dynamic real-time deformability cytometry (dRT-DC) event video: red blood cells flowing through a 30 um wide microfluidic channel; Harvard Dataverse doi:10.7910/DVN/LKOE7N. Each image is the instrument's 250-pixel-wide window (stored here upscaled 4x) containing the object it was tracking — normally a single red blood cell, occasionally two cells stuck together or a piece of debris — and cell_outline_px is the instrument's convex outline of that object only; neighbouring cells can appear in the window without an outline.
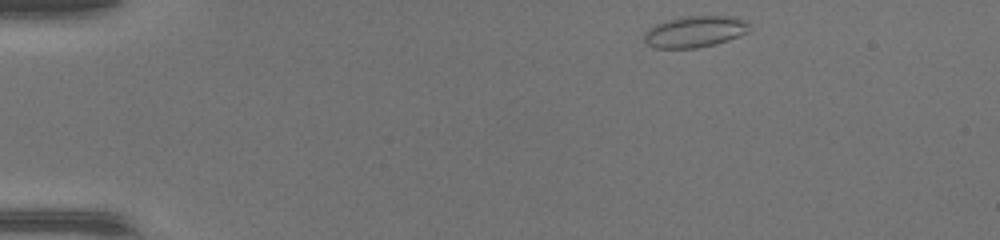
{"species": "common noctule bat (a hibernating species)", "species_latin": "Nyctalus noctula", "temperature_condition": "warm", "stored_images_in_passage": 42, "camera_frame_rate_fps": 3000, "um_per_image_px": 0.085, "animal": {"sex": "female", "body_mass_g": 17.0, "forearm_length_mm": 48.0}, "frame": {"image": 1, "passage_image": 1, "time_ms": 0.0, "image_size_px": [1000, 240], "cell_outline_px": [[752, 28], [748, 32], [740, 36], [716, 44], [696, 48], [652, 48], [644, 44], [644, 32], [648, 28], [664, 20], [688, 16], [736, 16], [748, 20]], "centroid_in_image_um": [59.09, 2.68], "position_along_channel_um": 25.9, "area_um2": 19.77}}
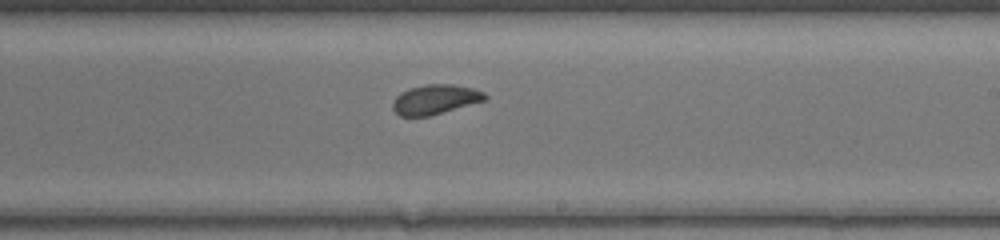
{"frame": {"image": 2, "passage_image": 23, "time_ms": 7.333, "image_size_px": [1000, 240], "cell_outline_px": [[488, 96], [484, 100], [428, 116], [400, 116], [392, 108], [392, 104], [396, 96], [400, 92], [408, 88], [428, 84], [452, 84], [472, 88], [484, 92]], "centroid_in_image_um": [36.95, 8.44], "position_along_channel_um": 252.0, "area_um2": 15.72}}
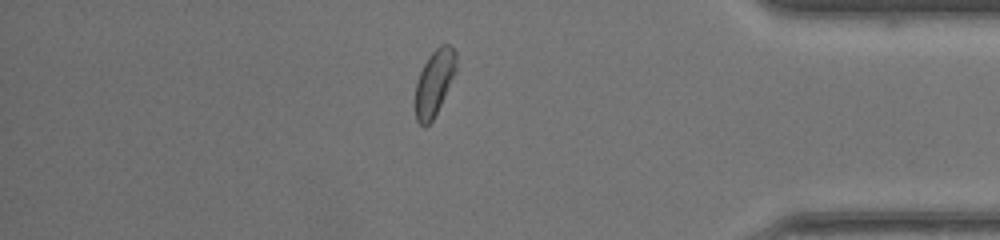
{"frame": {"image": 3, "passage_image": 35, "time_ms": 11.333, "image_size_px": [1000, 240], "cell_outline_px": [[456, 72], [432, 120], [428, 124], [420, 124], [416, 120], [416, 84], [420, 72], [428, 56], [440, 44], [448, 44], [456, 52]], "centroid_in_image_um": [36.93, 6.97], "position_along_channel_um": 398.3, "area_um2": 15.26}, "authors_computed_cell_mechanics": {"area_um2": 16.3574, "velocity_mm_per_s": 4.3424, "shape_relaxation_time_tau1_ms": 4.0371, "shape_relaxation_time_tau2_ms": 1.3292, "deformation_change_tau1": 0.1335, "deformation_change_tau2": 0.076}}